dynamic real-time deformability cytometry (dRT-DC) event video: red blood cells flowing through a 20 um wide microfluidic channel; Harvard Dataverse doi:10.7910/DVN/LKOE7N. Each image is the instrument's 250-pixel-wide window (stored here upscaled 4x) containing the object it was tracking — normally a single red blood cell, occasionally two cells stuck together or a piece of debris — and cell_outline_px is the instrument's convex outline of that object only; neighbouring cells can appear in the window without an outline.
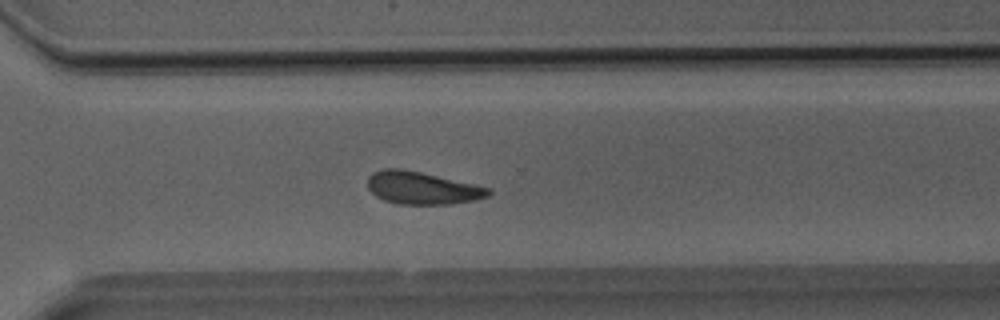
{"species": "Egyptian fruit bat (a non-hibernating species)", "species_latin": "Rousettus aegyptiacus", "temperature_condition": "room temperature", "stored_images_in_passage": 36, "camera_frame_rate_fps": 3000, "um_per_image_px": 0.085, "animal": {"sex": "male"}, "frame": {"image": 1, "passage_image": 26, "time_ms": 8.333, "image_size_px": [1000, 320], "cell_outline_px": [[492, 192], [488, 196], [476, 200], [452, 204], [396, 204], [384, 200], [376, 196], [368, 188], [368, 176], [372, 172], [380, 168], [404, 168], [492, 188]], "centroid_in_image_um": [35.88, 15.97], "position_along_channel_um": 334.7, "area_um2": 23.24}}
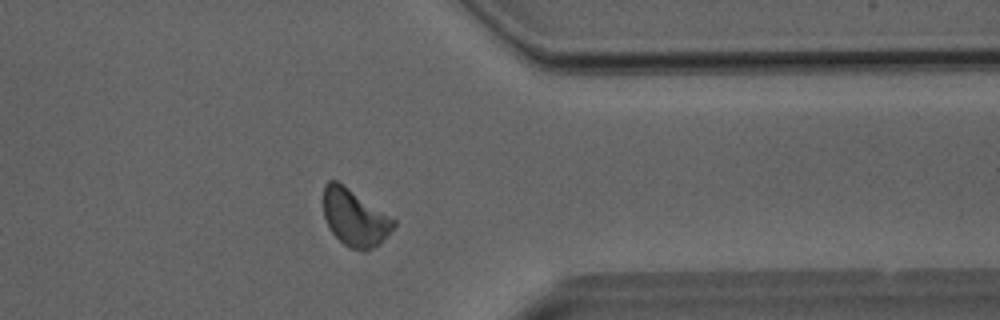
{"frame": {"image": 2, "passage_image": 29, "time_ms": 9.333, "image_size_px": [1000, 320], "cell_outline_px": [[396, 224], [380, 244], [364, 252], [348, 248], [328, 228], [324, 216], [324, 184], [328, 180], [336, 180], [344, 184], [396, 220]], "centroid_in_image_um": [30.15, 18.51], "position_along_channel_um": 381.3, "area_um2": 23.35}}
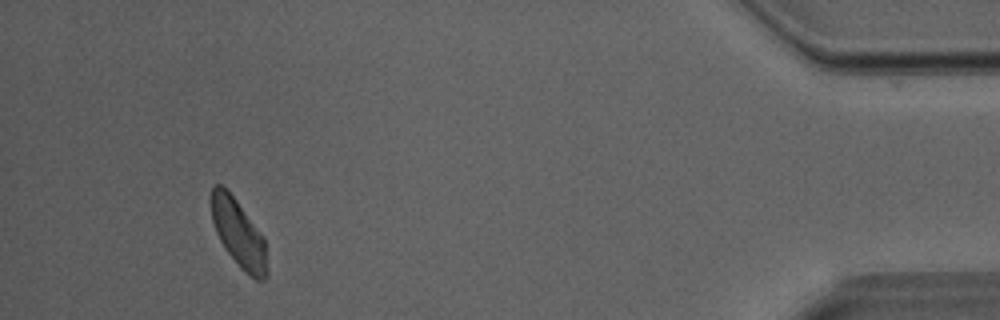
{"frame": {"image": 3, "passage_image": 34, "time_ms": 11.0, "image_size_px": [1000, 320], "cell_outline_px": [[268, 276], [264, 280], [256, 280], [244, 272], [240, 268], [224, 248], [216, 232], [212, 220], [212, 188], [216, 184], [220, 184], [236, 200], [264, 236], [268, 272]], "centroid_in_image_um": [20.31, 19.91], "position_along_channel_um": 414.9, "area_um2": 21.85}}